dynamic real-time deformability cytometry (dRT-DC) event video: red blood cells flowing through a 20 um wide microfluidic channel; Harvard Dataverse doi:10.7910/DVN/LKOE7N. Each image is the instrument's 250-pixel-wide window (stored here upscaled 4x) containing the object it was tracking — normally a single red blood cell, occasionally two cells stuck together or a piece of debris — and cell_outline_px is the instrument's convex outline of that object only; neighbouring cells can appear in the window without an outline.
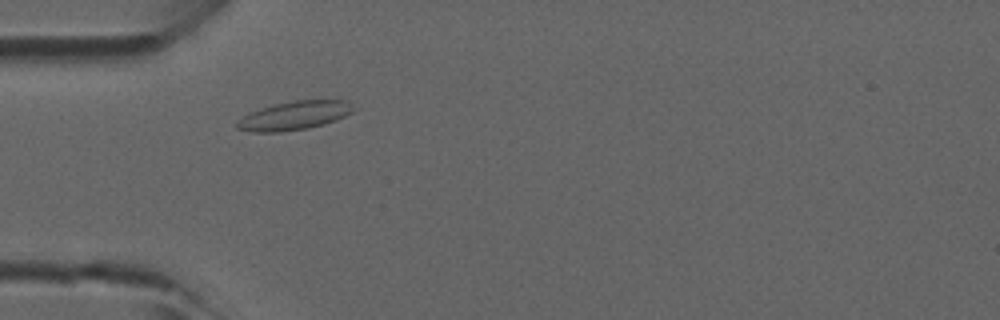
{"species": "common noctule bat (a hibernating species)", "species_latin": "Nyctalus noctula", "temperature_condition": "room temperature", "stored_images_in_passage": 38, "camera_frame_rate_fps": 3000, "um_per_image_px": 0.085, "animal": {"sex": "male", "forearm_length_mm": 52.5}, "frame": {"image": 1, "passage_image": 5, "time_ms": 1.333, "image_size_px": [1000, 320], "cell_outline_px": [[356, 108], [352, 112], [336, 120], [324, 124], [308, 128], [280, 132], [252, 132], [236, 128], [236, 120], [260, 108], [276, 104], [296, 100], [348, 100]], "centroid_in_image_um": [25.04, 9.82], "position_along_channel_um": 60.0, "area_um2": 19.42}}
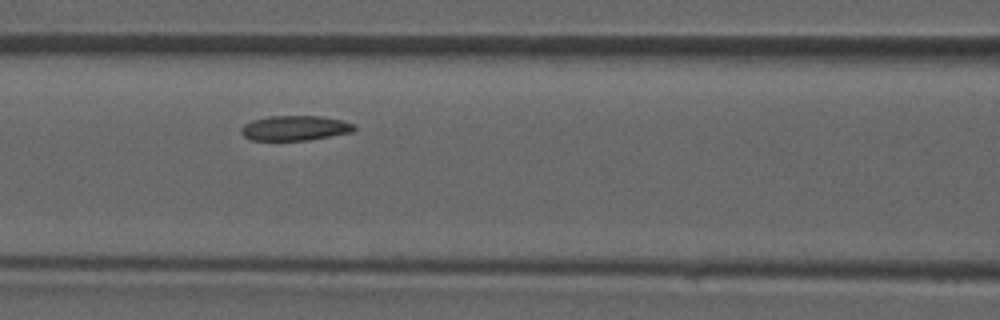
{"frame": {"image": 2, "passage_image": 11, "time_ms": 3.333, "image_size_px": [1000, 320], "cell_outline_px": [[356, 128], [352, 132], [308, 140], [252, 140], [244, 136], [240, 132], [240, 128], [244, 124], [252, 120], [268, 116], [320, 116], [340, 120], [352, 124]], "centroid_in_image_um": [25.02, 10.88], "position_along_channel_um": 141.6, "area_um2": 16.3}}
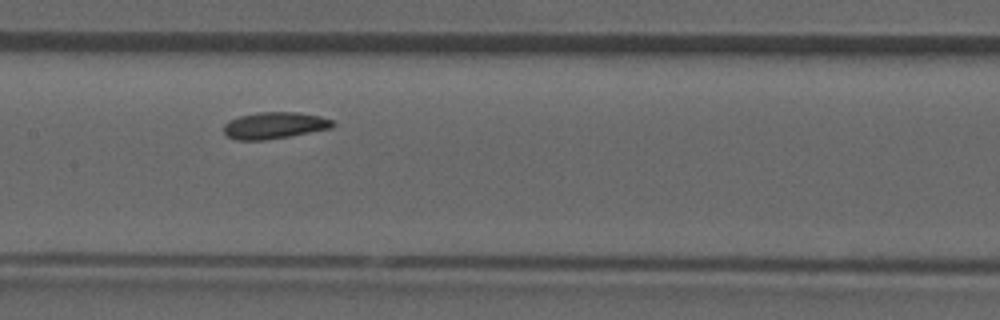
{"frame": {"image": 3, "passage_image": 14, "time_ms": 4.333, "image_size_px": [1000, 320], "cell_outline_px": [[336, 124], [332, 128], [288, 136], [264, 140], [236, 140], [228, 136], [224, 132], [224, 124], [228, 120], [240, 116], [260, 112], [300, 112], [320, 116], [332, 120]], "centroid_in_image_um": [23.33, 10.65], "position_along_channel_um": 184.1, "area_um2": 16.88}}